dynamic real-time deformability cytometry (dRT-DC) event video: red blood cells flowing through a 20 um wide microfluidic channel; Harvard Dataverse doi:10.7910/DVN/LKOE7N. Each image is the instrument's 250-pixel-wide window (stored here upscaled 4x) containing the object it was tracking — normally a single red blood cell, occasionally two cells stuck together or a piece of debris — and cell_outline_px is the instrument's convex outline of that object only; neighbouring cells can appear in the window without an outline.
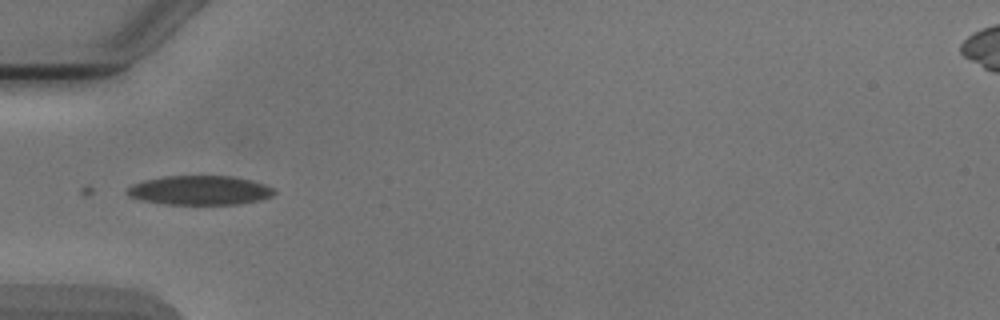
{"species": "Egyptian fruit bat (a non-hibernating species)", "species_latin": "Rousettus aegyptiacus", "temperature_condition": "cold", "stored_images_in_passage": 6, "camera_frame_rate_fps": 3000, "um_per_image_px": 0.085, "animal": {"sex": "male"}, "frame": {"image": 1, "passage_image": 5, "time_ms": 5.333, "image_size_px": [1000, 320], "cell_outline_px": [[276, 192], [272, 196], [260, 200], [240, 204], [164, 204], [140, 200], [128, 196], [124, 192], [132, 184], [144, 180], [164, 176], [232, 176], [252, 180], [276, 188]], "centroid_in_image_um": [16.98, 16.17], "position_along_channel_um": 68.0, "area_um2": 25.32}}